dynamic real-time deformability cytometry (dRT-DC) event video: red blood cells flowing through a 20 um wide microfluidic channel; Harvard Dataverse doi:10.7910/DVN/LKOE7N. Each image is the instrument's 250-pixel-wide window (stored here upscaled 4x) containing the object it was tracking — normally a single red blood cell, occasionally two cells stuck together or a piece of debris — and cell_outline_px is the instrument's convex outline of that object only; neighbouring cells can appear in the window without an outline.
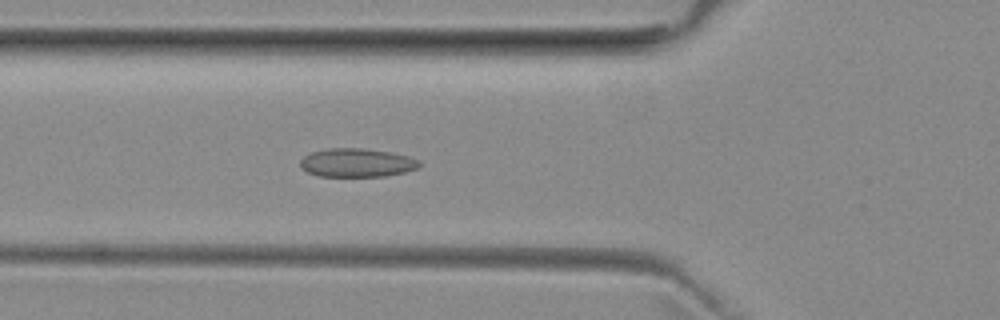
{"species": "common noctule bat (a hibernating species)", "species_latin": "Nyctalus noctula", "temperature_condition": "room temperature", "stored_images_in_passage": 41, "camera_frame_rate_fps": 3000, "um_per_image_px": 0.085, "animal": {"sex": "female", "body_mass_g": 29.2, "forearm_length_mm": 56.3}, "frame": {"image": 1, "passage_image": 8, "time_ms": 2.333, "image_size_px": [1000, 320], "cell_outline_px": [[420, 164], [416, 168], [404, 172], [384, 176], [320, 176], [308, 172], [300, 168], [300, 160], [304, 156], [312, 152], [328, 148], [364, 148], [388, 152], [408, 156], [420, 160]], "centroid_in_image_um": [30.3, 13.83], "position_along_channel_um": 95.5, "area_um2": 19.71}}
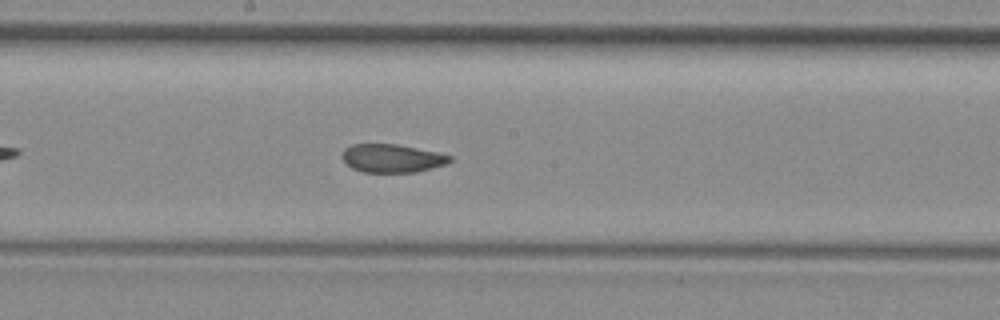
{"frame": {"image": 2, "passage_image": 17, "time_ms": 5.333, "image_size_px": [1000, 320], "cell_outline_px": [[452, 160], [448, 164], [416, 172], [364, 172], [352, 168], [340, 156], [344, 148], [352, 144], [396, 144], [440, 152], [452, 156]], "centroid_in_image_um": [33.35, 13.45], "position_along_channel_um": 214.8, "area_um2": 17.92}}
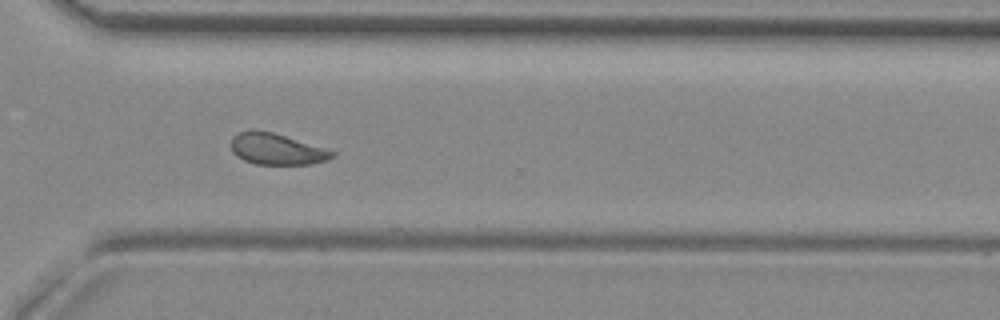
{"frame": {"image": 3, "passage_image": 27, "time_ms": 8.667, "image_size_px": [1000, 320], "cell_outline_px": [[336, 156], [328, 160], [312, 164], [256, 164], [244, 160], [236, 156], [232, 152], [232, 136], [240, 132], [252, 128], [272, 132], [324, 148], [336, 152]], "centroid_in_image_um": [23.51, 12.67], "position_along_channel_um": 347.1, "area_um2": 18.44}, "authors_computed_cell_mechanics": {"area_um2": 19.1896, "velocity_mm_per_s": 3.9812, "shape_relaxation_time_tau1_ms": null, "shape_relaxation_time_tau2_ms": 2.27, "deformation_change_tau1": null, "deformation_change_tau2": 0.0658}}